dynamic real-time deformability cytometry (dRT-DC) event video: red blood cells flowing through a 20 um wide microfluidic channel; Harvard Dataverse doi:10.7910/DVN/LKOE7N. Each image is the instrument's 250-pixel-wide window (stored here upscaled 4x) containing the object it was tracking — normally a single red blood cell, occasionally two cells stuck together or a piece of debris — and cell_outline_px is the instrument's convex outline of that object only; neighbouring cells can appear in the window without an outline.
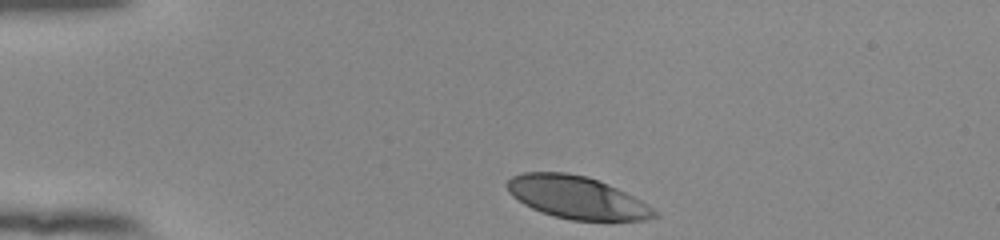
{"species": "human", "species_latin": "Homo sapiens", "temperature_condition": "room temperature", "stored_images_in_passage": 16, "camera_frame_rate_fps": 3000, "um_per_image_px": 0.085, "donor": {"sex": "female"}, "frame": {"image": 1, "passage_image": 1, "time_ms": 0.0, "image_size_px": [1000, 240], "cell_outline_px": [[660, 216], [644, 220], [572, 220], [552, 216], [532, 208], [524, 204], [512, 196], [508, 192], [504, 184], [512, 176], [524, 172], [564, 172], [588, 176], [608, 184], [648, 204], [660, 212]], "centroid_in_image_um": [49.02, 16.78], "position_along_channel_um": 36.0, "area_um2": 36.59}}
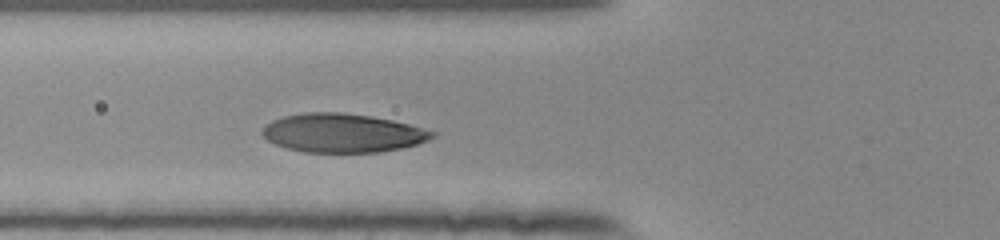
{"frame": {"image": 2, "passage_image": 10, "time_ms": 3.0, "image_size_px": [1000, 240], "cell_outline_px": [[440, 132], [436, 136], [428, 140], [416, 144], [400, 148], [380, 152], [304, 152], [288, 148], [276, 144], [268, 140], [260, 132], [264, 124], [272, 120], [284, 116], [304, 112], [344, 112], [372, 116], [392, 120]], "centroid_in_image_um": [29.13, 11.29], "position_along_channel_um": 96.7, "area_um2": 38.61}}
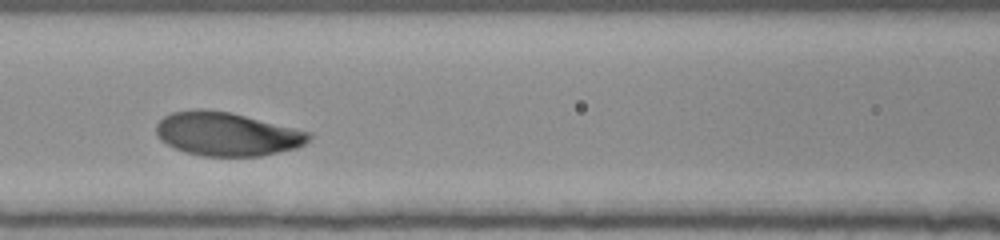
{"frame": {"image": 3, "passage_image": 14, "time_ms": 4.333, "image_size_px": [1000, 240], "cell_outline_px": [[312, 136], [304, 144], [296, 148], [260, 156], [200, 156], [184, 152], [160, 140], [156, 136], [156, 124], [164, 116], [172, 112], [196, 108], [200, 108], [228, 112], [312, 132]], "centroid_in_image_um": [19.26, 11.39], "position_along_channel_um": 147.3, "area_um2": 38.78}}